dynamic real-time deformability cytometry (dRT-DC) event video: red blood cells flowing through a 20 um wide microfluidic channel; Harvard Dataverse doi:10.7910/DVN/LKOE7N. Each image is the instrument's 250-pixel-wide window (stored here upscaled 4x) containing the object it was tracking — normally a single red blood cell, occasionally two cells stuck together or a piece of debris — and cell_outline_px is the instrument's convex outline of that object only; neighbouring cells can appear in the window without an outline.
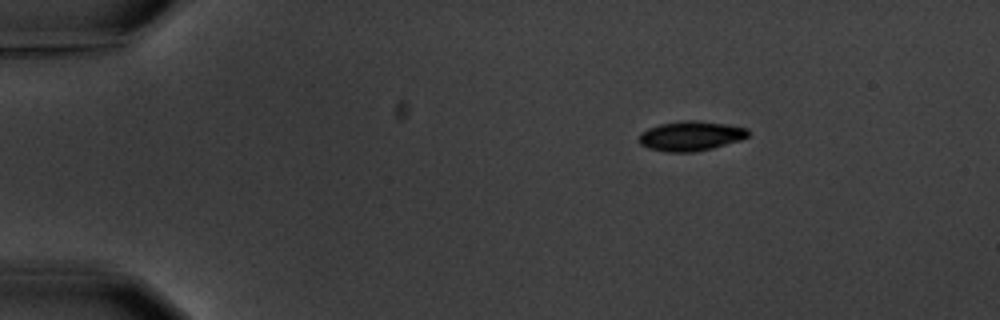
{"species": "common noctule bat (a hibernating species)", "species_latin": "Nyctalus noctula", "temperature_condition": "warm", "stored_images_in_passage": 4, "camera_frame_rate_fps": 3000, "um_per_image_px": 0.085, "animal": {"sex": "male", "body_mass_g": 20.1, "forearm_length_mm": 53.5}, "frame": {"image": 1, "passage_image": 1, "time_ms": 0.0, "image_size_px": [1000, 320], "cell_outline_px": [[748, 136], [740, 140], [712, 148], [696, 152], [664, 152], [648, 148], [640, 144], [640, 132], [648, 128], [660, 124], [680, 120], [696, 120], [728, 124], [748, 128]], "centroid_in_image_um": [58.7, 11.55], "position_along_channel_um": 26.3, "area_um2": 19.02}}
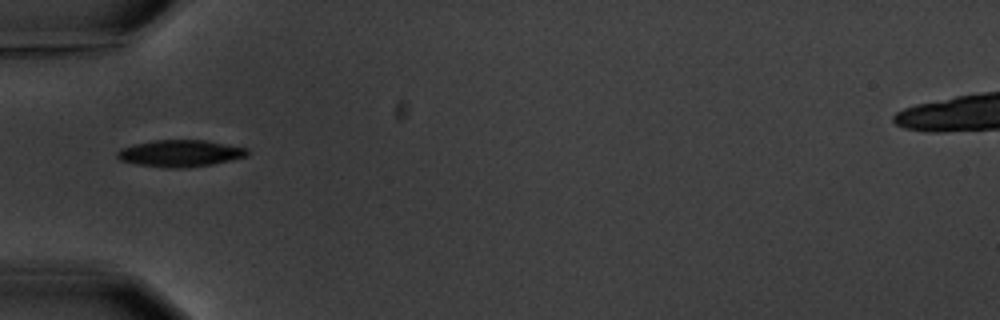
{"frame": {"image": 2, "passage_image": 4, "time_ms": 3.333, "image_size_px": [1000, 320], "cell_outline_px": [[248, 156], [232, 160], [212, 164], [188, 168], [164, 168], [136, 164], [120, 160], [116, 156], [116, 152], [120, 148], [132, 144], [156, 140], [204, 140], [248, 148]], "centroid_in_image_um": [15.3, 13.04], "position_along_channel_um": 69.7, "area_um2": 20.52}}